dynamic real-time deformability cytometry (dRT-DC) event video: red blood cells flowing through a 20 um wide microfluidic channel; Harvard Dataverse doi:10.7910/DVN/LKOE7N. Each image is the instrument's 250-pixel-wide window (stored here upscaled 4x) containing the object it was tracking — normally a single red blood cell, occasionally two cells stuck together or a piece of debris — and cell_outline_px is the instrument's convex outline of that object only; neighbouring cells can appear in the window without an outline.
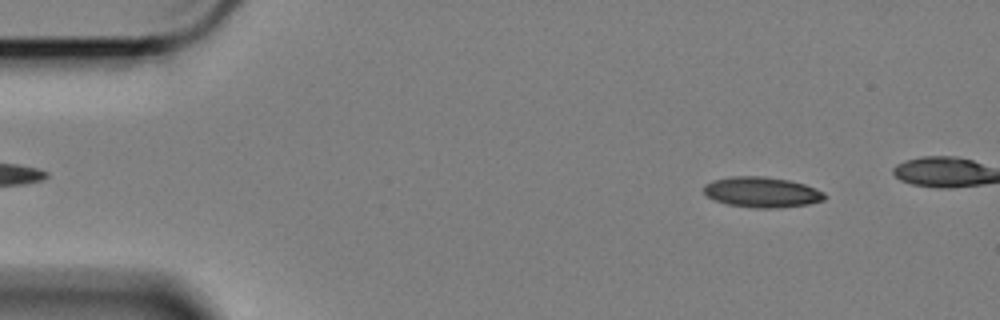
{"species": "Egyptian fruit bat (a non-hibernating species)", "species_latin": "Rousettus aegyptiacus", "temperature_condition": "cold", "stored_images_in_passage": 17, "camera_frame_rate_fps": 3000, "um_per_image_px": 0.085, "animal": {"sex": "female"}, "frame": {"image": 1, "passage_image": 6, "time_ms": 1.667, "image_size_px": [1000, 320], "cell_outline_px": [[824, 200], [808, 204], [780, 208], [752, 208], [728, 204], [716, 200], [708, 196], [704, 192], [704, 184], [712, 180], [732, 176], [764, 176], [788, 180], [804, 184], [824, 192]], "centroid_in_image_um": [64.74, 16.33], "position_along_channel_um": 20.3, "area_um2": 21.39}}